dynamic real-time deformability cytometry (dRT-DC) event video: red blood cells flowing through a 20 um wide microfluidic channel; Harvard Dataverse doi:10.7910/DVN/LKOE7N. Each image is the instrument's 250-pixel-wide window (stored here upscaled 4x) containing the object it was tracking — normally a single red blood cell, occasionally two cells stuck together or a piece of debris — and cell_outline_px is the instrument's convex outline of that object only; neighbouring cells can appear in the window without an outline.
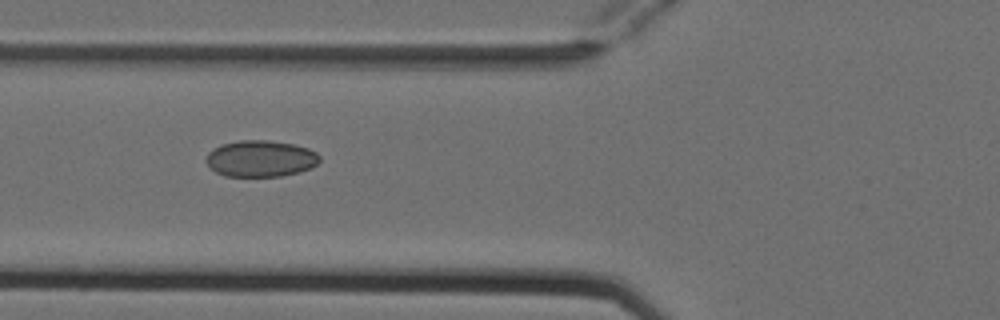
{"species": "Egyptian fruit bat (a non-hibernating species)", "species_latin": "Rousettus aegyptiacus", "temperature_condition": "cold", "stored_images_in_passage": 5, "camera_frame_rate_fps": 3000, "um_per_image_px": 0.085, "animal": {"sex": "female"}, "frame": {"image": 1, "passage_image": 3, "time_ms": 0.667, "image_size_px": [1000, 320], "cell_outline_px": [[320, 160], [316, 164], [300, 172], [280, 176], [224, 176], [216, 172], [204, 160], [208, 152], [220, 144], [240, 140], [268, 140], [292, 144], [308, 148], [316, 152], [320, 156]], "centroid_in_image_um": [22.13, 13.47], "position_along_channel_um": 103.7, "area_um2": 24.1}}
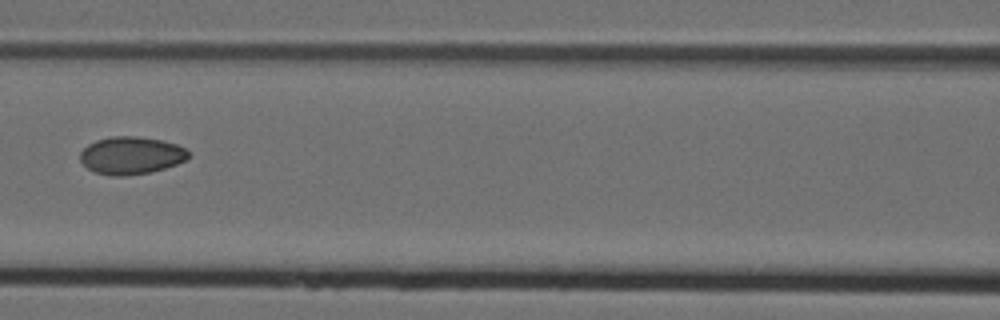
{"frame": {"image": 2, "passage_image": 4, "time_ms": 1.0, "image_size_px": [1000, 320], "cell_outline_px": [[188, 156], [184, 160], [176, 164], [164, 168], [148, 172], [124, 176], [112, 176], [92, 172], [80, 160], [80, 152], [88, 144], [96, 140], [112, 136], [136, 136], [160, 140], [176, 144], [184, 148], [188, 152]], "centroid_in_image_um": [11.09, 13.21], "position_along_channel_um": 155.5, "area_um2": 23.52}}
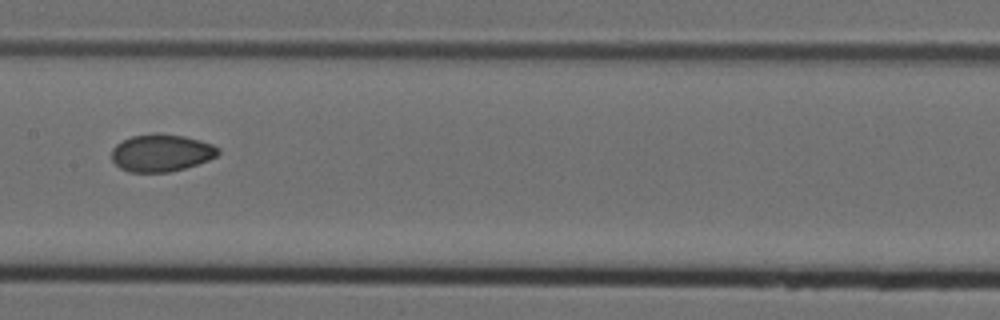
{"frame": {"image": 3, "passage_image": 5, "time_ms": 1.333, "image_size_px": [1000, 320], "cell_outline_px": [[220, 152], [216, 156], [208, 160], [184, 168], [168, 172], [128, 172], [120, 168], [112, 160], [112, 148], [116, 144], [132, 136], [184, 136], [200, 140], [212, 144], [220, 148]], "centroid_in_image_um": [13.72, 13.03], "position_along_channel_um": 193.7, "area_um2": 22.48}}